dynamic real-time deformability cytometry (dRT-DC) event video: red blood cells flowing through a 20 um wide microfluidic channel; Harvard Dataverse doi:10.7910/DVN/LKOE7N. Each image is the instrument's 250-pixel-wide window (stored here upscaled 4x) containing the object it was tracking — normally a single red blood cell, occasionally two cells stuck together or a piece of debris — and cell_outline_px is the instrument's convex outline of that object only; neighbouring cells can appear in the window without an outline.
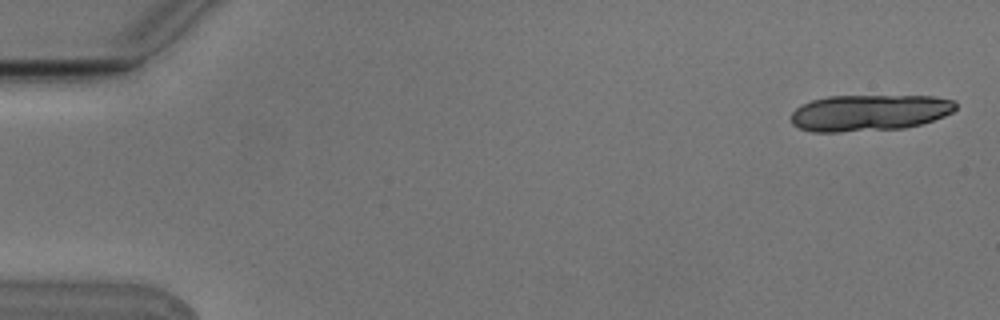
{"species": "Egyptian fruit bat (a non-hibernating species)", "species_latin": "Rousettus aegyptiacus", "temperature_condition": "cold", "stored_images_in_passage": 6, "camera_frame_rate_fps": 3000, "um_per_image_px": 0.085, "animal": {"sex": "male"}, "frame": {"image": 1, "passage_image": 1, "time_ms": 0.0, "image_size_px": [1000, 320], "cell_outline_px": [[956, 108], [952, 112], [944, 116], [920, 124], [904, 128], [840, 132], [812, 132], [800, 128], [792, 124], [792, 112], [796, 108], [812, 100], [828, 96], [936, 96], [956, 100]], "centroid_in_image_um": [73.91, 9.58], "position_along_channel_um": 11.1, "area_um2": 34.91}}